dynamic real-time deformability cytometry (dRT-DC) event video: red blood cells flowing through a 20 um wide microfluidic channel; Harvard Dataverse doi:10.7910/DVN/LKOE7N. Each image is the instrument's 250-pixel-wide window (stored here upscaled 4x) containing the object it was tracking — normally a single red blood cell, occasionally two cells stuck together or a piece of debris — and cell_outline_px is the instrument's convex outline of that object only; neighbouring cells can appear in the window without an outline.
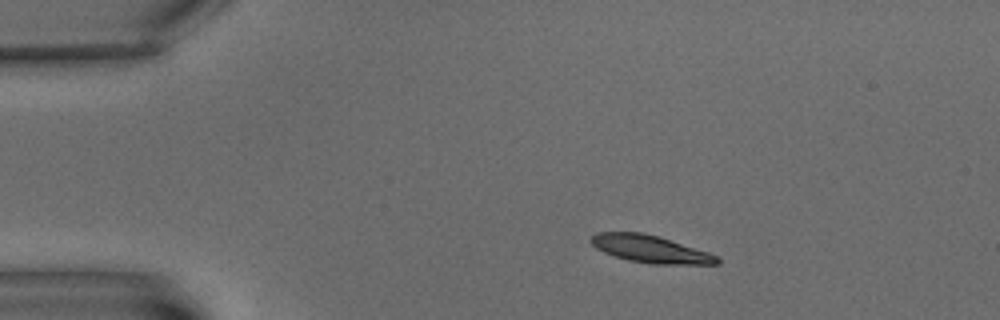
{"species": "common noctule bat (a hibernating species)", "species_latin": "Nyctalus noctula", "temperature_condition": "warm", "stored_images_in_passage": 3, "camera_frame_rate_fps": 3000, "um_per_image_px": 0.085, "animal": {"sex": "male", "body_mass_g": 15.6}, "frame": {"image": 1, "passage_image": 1, "time_ms": 0.0, "image_size_px": [1000, 320], "cell_outline_px": [[720, 264], [652, 264], [628, 260], [604, 252], [596, 248], [588, 240], [596, 232], [640, 232], [656, 236], [708, 252], [716, 256], [720, 260]], "centroid_in_image_um": [55.24, 21.17], "position_along_channel_um": 29.8, "area_um2": 19.83}}